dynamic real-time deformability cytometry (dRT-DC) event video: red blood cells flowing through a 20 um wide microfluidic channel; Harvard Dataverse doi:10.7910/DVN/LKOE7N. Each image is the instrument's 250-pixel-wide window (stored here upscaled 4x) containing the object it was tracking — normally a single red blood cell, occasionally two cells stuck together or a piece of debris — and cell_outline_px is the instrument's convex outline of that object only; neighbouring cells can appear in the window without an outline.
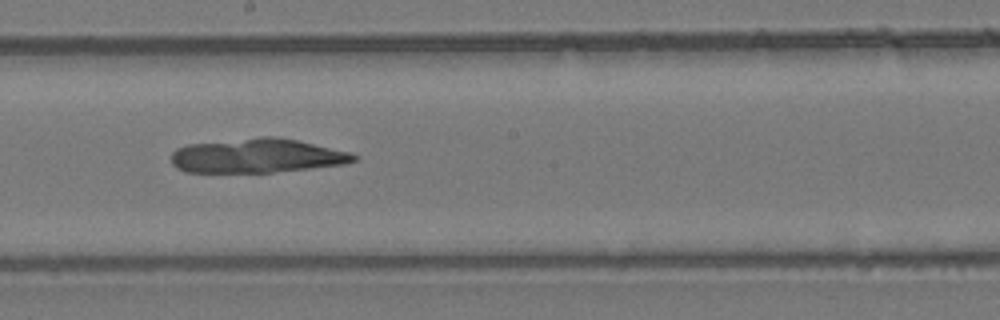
{"species": "common noctule bat (a hibernating species)", "species_latin": "Nyctalus noctula", "temperature_condition": "room temperature", "stored_images_in_passage": 55, "camera_frame_rate_fps": 3000, "um_per_image_px": 0.085, "animal": {"sex": "female", "body_mass_g": 24.6, "forearm_length_mm": 56.2}, "frame": {"image": 1, "passage_image": 31, "time_ms": 10.0, "image_size_px": [1000, 320], "cell_outline_px": [[360, 156], [356, 160], [344, 164], [272, 172], [184, 172], [176, 168], [172, 164], [172, 152], [176, 148], [188, 144], [264, 136], [276, 136], [296, 140], [348, 152]], "centroid_in_image_um": [21.8, 13.24], "position_along_channel_um": 226.4, "area_um2": 36.18}}
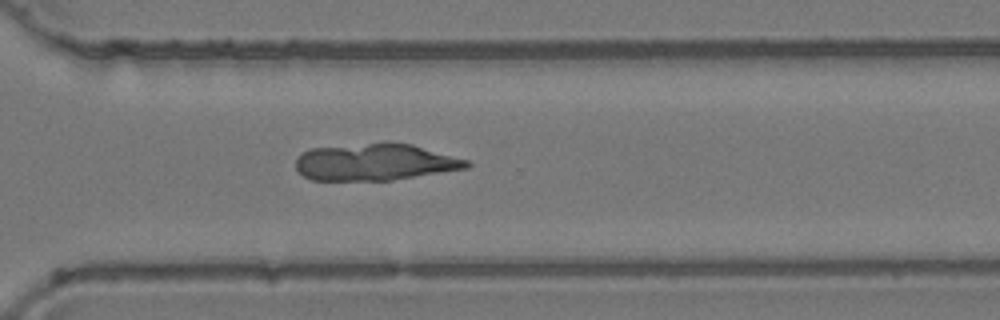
{"frame": {"image": 2, "passage_image": 40, "time_ms": 13.0, "image_size_px": [1000, 320], "cell_outline_px": [[472, 164], [468, 168], [392, 180], [312, 180], [304, 176], [296, 168], [296, 156], [312, 148], [368, 144], [412, 144], [468, 160]], "centroid_in_image_um": [31.89, 13.8], "position_along_channel_um": 338.7, "area_um2": 36.01}}